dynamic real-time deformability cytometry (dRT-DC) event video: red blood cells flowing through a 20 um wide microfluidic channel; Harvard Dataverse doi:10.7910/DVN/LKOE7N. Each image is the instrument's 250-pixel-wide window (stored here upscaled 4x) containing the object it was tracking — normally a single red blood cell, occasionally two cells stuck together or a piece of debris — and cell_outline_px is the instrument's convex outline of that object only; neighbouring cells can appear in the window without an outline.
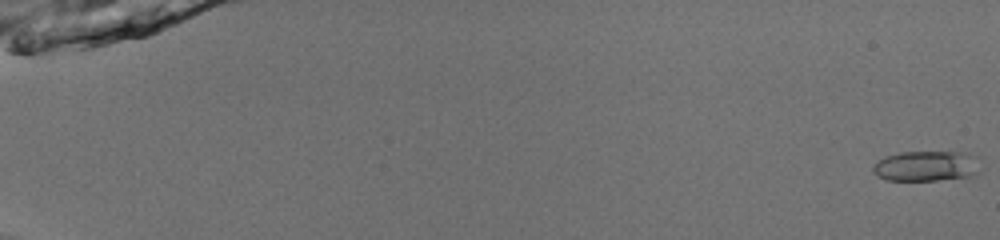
{"species": "common noctule bat (a hibernating species)", "species_latin": "Nyctalus noctula", "temperature_condition": "room temperature", "stored_images_in_passage": 54, "segment_of_instrument_passage": [1, 2], "camera_frame_rate_fps": 3000, "um_per_image_px": 0.085, "animal": {"sex": "male", "body_mass_g": 13.0, "forearm_length_mm": 53.1}, "frame": {"image": 1, "passage_image": 1, "time_ms": 0.0, "image_size_px": [1000, 240], "cell_outline_px": [[976, 172], [972, 176], [936, 180], [888, 180], [876, 176], [872, 172], [872, 164], [888, 156], [900, 152], [968, 152], [976, 156]], "centroid_in_image_um": [78.68, 14.11], "position_along_channel_um": 6.3, "area_um2": 18.79}}
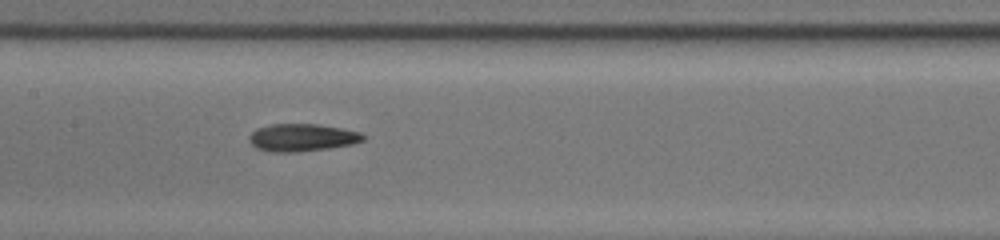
{"frame": {"image": 2, "passage_image": 29, "time_ms": 9.333, "image_size_px": [1000, 240], "cell_outline_px": [[364, 140], [352, 144], [328, 148], [296, 152], [272, 152], [256, 148], [248, 140], [248, 136], [256, 128], [272, 124], [316, 124], [340, 128], [360, 132], [364, 136]], "centroid_in_image_um": [25.63, 11.69], "position_along_channel_um": 181.8, "area_um2": 18.21}}
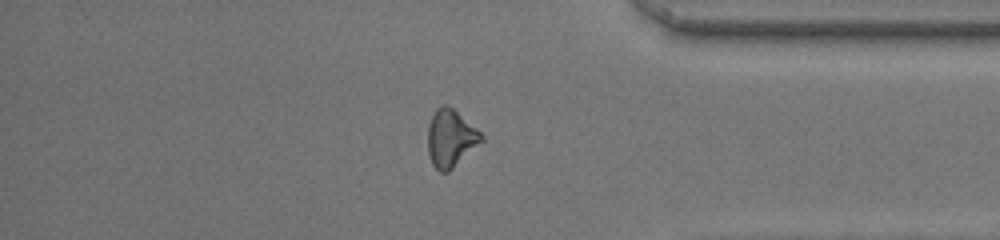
{"frame": {"image": 3, "passage_image": 46, "time_ms": 15.0, "image_size_px": [1000, 240], "cell_outline_px": [[484, 140], [448, 172], [440, 172], [432, 164], [428, 152], [428, 124], [436, 108], [444, 104], [448, 104], [476, 128], [484, 136]], "centroid_in_image_um": [38.3, 11.74], "position_along_channel_um": 396.9, "area_um2": 17.86}}